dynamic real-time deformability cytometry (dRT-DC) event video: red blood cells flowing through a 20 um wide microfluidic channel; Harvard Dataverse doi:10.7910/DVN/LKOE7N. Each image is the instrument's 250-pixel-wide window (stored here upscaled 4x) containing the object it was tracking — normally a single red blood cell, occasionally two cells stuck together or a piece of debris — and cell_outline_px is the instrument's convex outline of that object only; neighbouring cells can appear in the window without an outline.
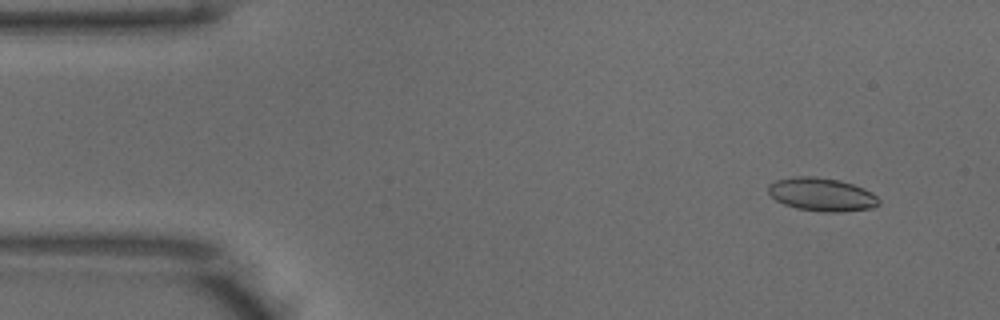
{"species": "common noctule bat (a hibernating species)", "species_latin": "Nyctalus noctula", "temperature_condition": "warm", "stored_images_in_passage": 12, "camera_frame_rate_fps": 3000, "um_per_image_px": 0.085, "animal": {"sex": "male", "body_mass_g": 18.8}, "frame": {"image": 1, "passage_image": 4, "time_ms": 1.0, "image_size_px": [1000, 320], "cell_outline_px": [[880, 204], [872, 208], [836, 212], [824, 212], [796, 208], [784, 204], [776, 200], [768, 192], [768, 184], [776, 180], [796, 176], [816, 176], [840, 180], [864, 188], [872, 192], [880, 200]], "centroid_in_image_um": [69.85, 16.52], "position_along_channel_um": 15.1, "area_um2": 21.5}}